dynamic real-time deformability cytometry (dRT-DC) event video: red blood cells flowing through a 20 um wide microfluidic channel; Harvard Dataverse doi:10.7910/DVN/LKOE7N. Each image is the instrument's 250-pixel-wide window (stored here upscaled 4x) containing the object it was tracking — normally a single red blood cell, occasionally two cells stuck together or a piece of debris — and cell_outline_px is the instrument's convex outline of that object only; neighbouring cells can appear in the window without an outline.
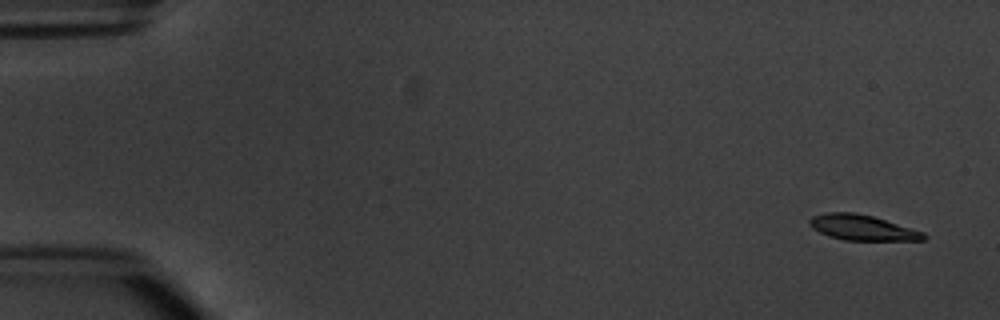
{"species": "common noctule bat (a hibernating species)", "species_latin": "Nyctalus noctula", "temperature_condition": "warm", "stored_images_in_passage": 5, "camera_frame_rate_fps": 3000, "um_per_image_px": 0.085, "animal": {"sex": "male", "body_mass_g": 20.1, "forearm_length_mm": 53.5}, "frame": {"image": 1, "passage_image": 1, "time_ms": 0.0, "image_size_px": [1000, 320], "cell_outline_px": [[928, 236], [924, 240], [844, 240], [828, 236], [812, 228], [808, 224], [808, 220], [812, 216], [824, 212], [856, 212], [872, 216], [924, 232]], "centroid_in_image_um": [73.25, 19.34], "position_along_channel_um": 11.7, "area_um2": 16.94}}
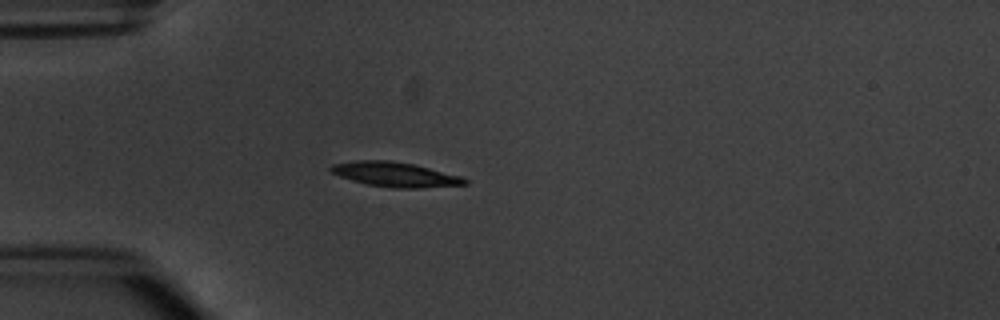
{"frame": {"image": 2, "passage_image": 4, "time_ms": 4.333, "image_size_px": [1000, 320], "cell_outline_px": [[468, 184], [420, 188], [392, 188], [368, 184], [352, 180], [340, 176], [332, 172], [328, 168], [332, 164], [356, 160], [392, 160], [416, 164], [460, 176], [468, 180]], "centroid_in_image_um": [33.6, 14.82], "position_along_channel_um": 51.4, "area_um2": 19.31}}